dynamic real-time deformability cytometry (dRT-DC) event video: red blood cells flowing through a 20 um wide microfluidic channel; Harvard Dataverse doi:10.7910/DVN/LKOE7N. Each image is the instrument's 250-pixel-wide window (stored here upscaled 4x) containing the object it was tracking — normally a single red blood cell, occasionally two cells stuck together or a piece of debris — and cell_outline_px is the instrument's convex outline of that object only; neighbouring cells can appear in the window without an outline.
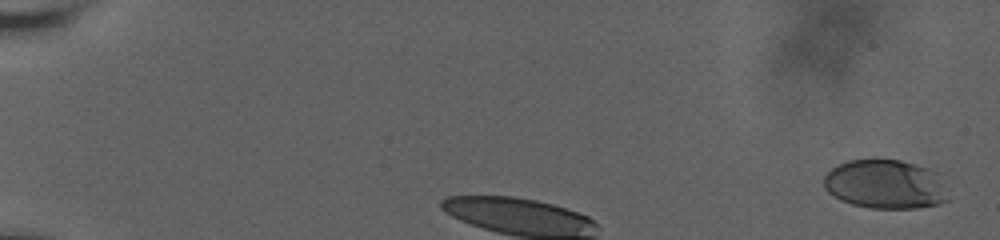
{"species": "human", "species_latin": "Homo sapiens", "temperature_condition": "room temperature", "stored_images_in_passage": 4, "camera_frame_rate_fps": 3000, "um_per_image_px": 0.085, "donor": {"sex": "male"}, "frame": {"image": 1, "passage_image": 1, "time_ms": 0.0, "image_size_px": [1000, 240], "cell_outline_px": [[948, 200], [940, 204], [916, 208], [872, 208], [852, 204], [840, 200], [828, 192], [824, 188], [824, 176], [832, 168], [848, 160], [872, 156], [900, 160], [928, 168], [936, 172]], "centroid_in_image_um": [75.19, 15.63], "position_along_channel_um": 9.8, "area_um2": 35.89}}